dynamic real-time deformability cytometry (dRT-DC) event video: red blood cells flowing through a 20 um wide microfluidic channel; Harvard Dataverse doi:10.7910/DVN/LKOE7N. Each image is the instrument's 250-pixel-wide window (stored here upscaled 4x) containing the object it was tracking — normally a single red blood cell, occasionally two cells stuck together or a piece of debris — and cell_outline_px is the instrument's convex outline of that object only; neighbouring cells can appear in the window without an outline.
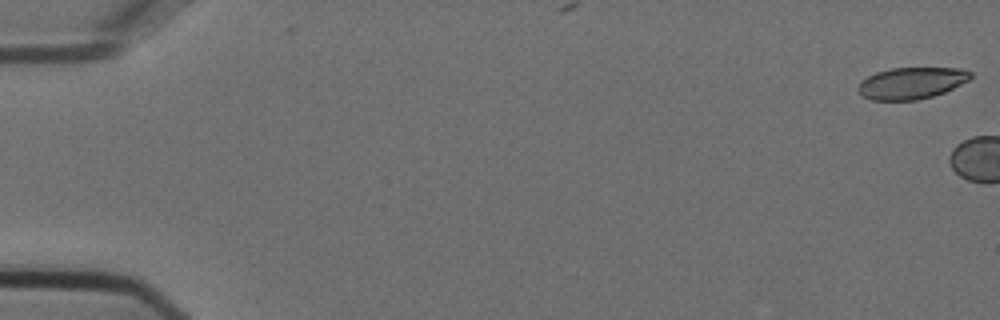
{"species": "Egyptian fruit bat (a non-hibernating species)", "species_latin": "Rousettus aegyptiacus", "temperature_condition": "cold", "stored_images_in_passage": 3, "camera_frame_rate_fps": 3000, "um_per_image_px": 0.085, "animal": {"sex": "female"}, "frame": {"image": 1, "passage_image": 1, "time_ms": 0.0, "image_size_px": [1000, 320], "cell_outline_px": [[972, 76], [968, 80], [944, 92], [932, 96], [916, 100], [872, 100], [864, 96], [856, 88], [860, 80], [876, 72], [892, 68], [960, 68], [972, 72]], "centroid_in_image_um": [77.45, 7.05], "position_along_channel_um": 7.6, "area_um2": 20.63}}